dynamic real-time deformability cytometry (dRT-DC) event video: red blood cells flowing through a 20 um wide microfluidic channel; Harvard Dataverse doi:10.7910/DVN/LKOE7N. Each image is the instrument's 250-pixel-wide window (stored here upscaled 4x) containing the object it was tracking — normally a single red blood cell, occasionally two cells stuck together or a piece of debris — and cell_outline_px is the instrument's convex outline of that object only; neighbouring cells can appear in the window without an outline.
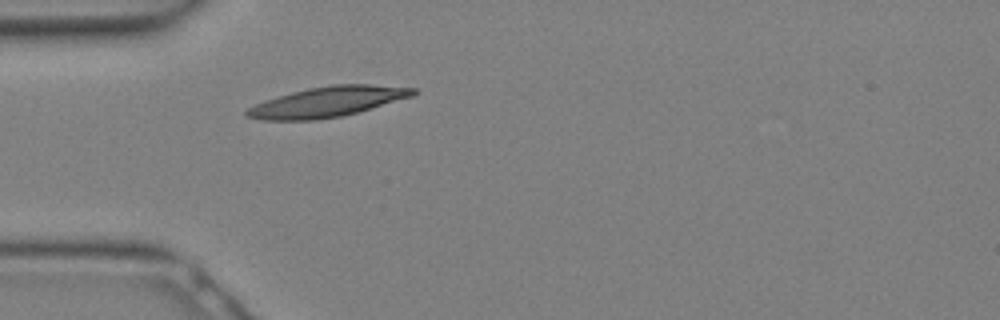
{"species": "Egyptian fruit bat (a non-hibernating species)", "species_latin": "Rousettus aegyptiacus", "temperature_condition": "warm", "stored_images_in_passage": 3, "camera_frame_rate_fps": 3000, "um_per_image_px": 0.085, "animal": {"sex": "female"}, "frame": {"image": 1, "passage_image": 1, "time_ms": 0.0, "image_size_px": [1000, 320], "cell_outline_px": [[420, 92], [412, 96], [356, 112], [340, 116], [316, 120], [260, 120], [244, 116], [244, 112], [248, 108], [264, 100], [292, 92], [308, 88], [332, 84], [368, 84], [416, 88]], "centroid_in_image_um": [27.8, 8.65], "position_along_channel_um": 57.2, "area_um2": 29.13}}
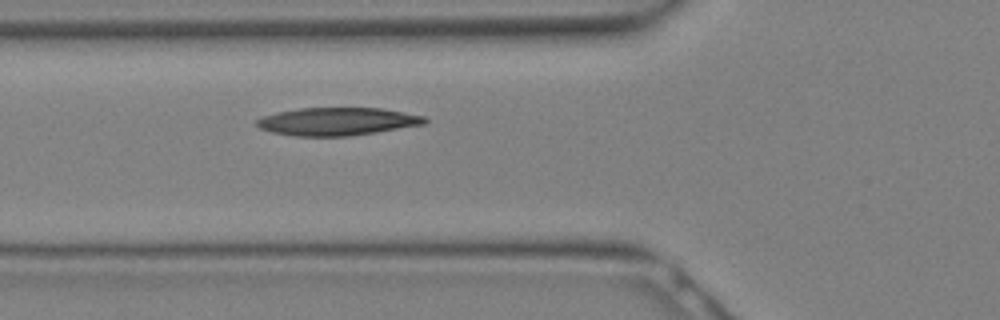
{"frame": {"image": 2, "passage_image": 3, "time_ms": 0.667, "image_size_px": [1000, 320], "cell_outline_px": [[428, 120], [424, 124], [376, 132], [348, 136], [292, 136], [272, 132], [260, 128], [256, 124], [256, 120], [264, 116], [276, 112], [300, 108], [380, 108], [424, 116]], "centroid_in_image_um": [28.64, 10.32], "position_along_channel_um": 97.2, "area_um2": 27.11}}